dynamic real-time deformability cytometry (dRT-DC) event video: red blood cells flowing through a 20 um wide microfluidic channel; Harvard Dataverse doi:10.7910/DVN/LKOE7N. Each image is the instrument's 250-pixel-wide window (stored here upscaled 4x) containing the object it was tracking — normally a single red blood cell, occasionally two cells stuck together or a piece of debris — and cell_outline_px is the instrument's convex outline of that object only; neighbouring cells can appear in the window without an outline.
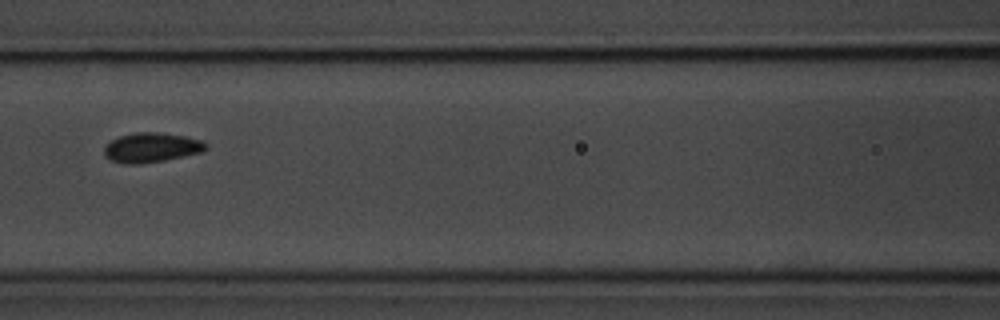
{"species": "common noctule bat (a hibernating species)", "species_latin": "Nyctalus noctula", "temperature_condition": "room temperature", "stored_images_in_passage": 8, "camera_frame_rate_fps": 3000, "um_per_image_px": 0.085, "animal": {"sex": "male", "body_mass_g": 20.1, "forearm_length_mm": 53.5}, "frame": {"image": 1, "passage_image": 6, "time_ms": 5.667, "image_size_px": [1000, 320], "cell_outline_px": [[208, 148], [200, 152], [184, 156], [164, 160], [140, 164], [128, 164], [112, 160], [104, 156], [104, 148], [112, 140], [120, 136], [136, 132], [160, 132], [184, 136], [200, 140], [208, 144]], "centroid_in_image_um": [12.88, 12.54], "position_along_channel_um": 153.7, "area_um2": 17.4}}
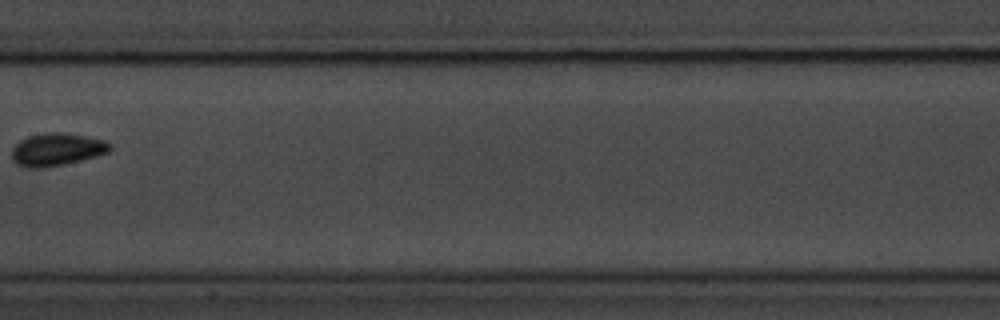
{"frame": {"image": 2, "passage_image": 7, "time_ms": 7.0, "image_size_px": [1000, 320], "cell_outline_px": [[112, 148], [108, 152], [96, 156], [64, 164], [40, 168], [28, 168], [16, 164], [12, 160], [12, 148], [20, 140], [28, 136], [48, 132], [64, 132], [104, 140], [112, 144]], "centroid_in_image_um": [4.81, 12.7], "position_along_channel_um": 202.6, "area_um2": 18.67}}